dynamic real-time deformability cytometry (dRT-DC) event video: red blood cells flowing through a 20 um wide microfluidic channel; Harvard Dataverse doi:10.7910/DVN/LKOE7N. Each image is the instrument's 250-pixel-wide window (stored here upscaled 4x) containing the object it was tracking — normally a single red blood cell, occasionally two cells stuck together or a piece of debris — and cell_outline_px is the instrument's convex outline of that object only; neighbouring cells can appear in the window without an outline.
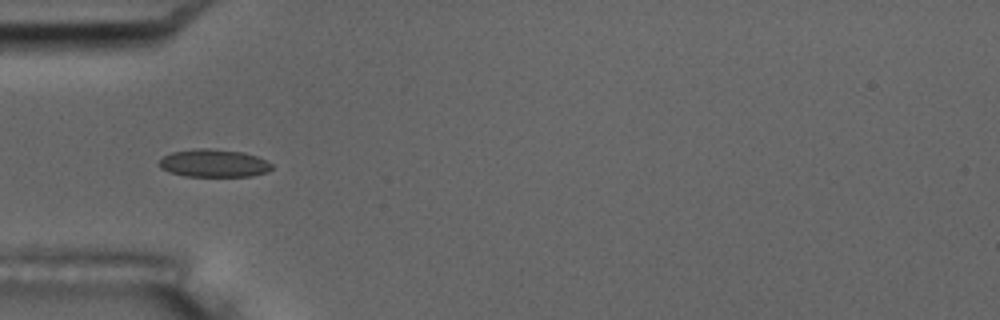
{"species": "common noctule bat (a hibernating species)", "species_latin": "Nyctalus noctula", "temperature_condition": "room temperature", "stored_images_in_passage": 11, "camera_frame_rate_fps": 3000, "um_per_image_px": 0.085, "animal": {"sex": "male", "body_mass_g": 17.5, "forearm_length_mm": 52.3}, "frame": {"image": 1, "passage_image": 5, "time_ms": 5.333, "image_size_px": [1000, 320], "cell_outline_px": [[272, 168], [268, 172], [252, 176], [184, 176], [168, 172], [160, 168], [160, 160], [164, 156], [172, 152], [196, 148], [208, 148], [244, 152], [256, 156], [272, 164]], "centroid_in_image_um": [18.17, 13.87], "position_along_channel_um": 66.8, "area_um2": 18.26}}
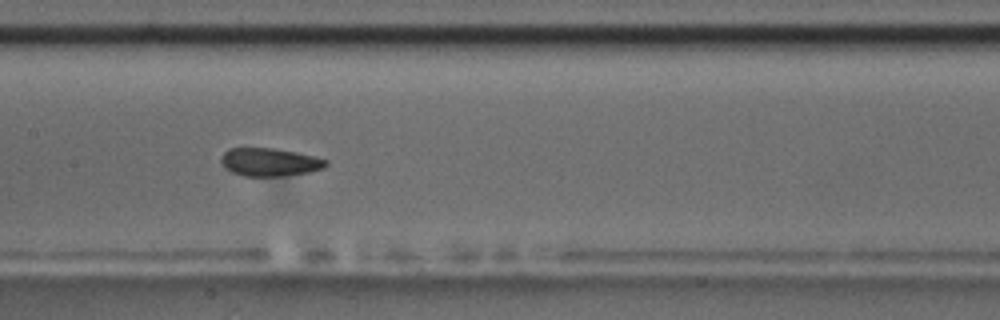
{"frame": {"image": 2, "passage_image": 8, "time_ms": 8.667, "image_size_px": [1000, 320], "cell_outline_px": [[328, 164], [324, 168], [308, 172], [284, 176], [244, 176], [232, 172], [224, 168], [220, 160], [220, 156], [228, 148], [272, 148], [296, 152], [328, 160]], "centroid_in_image_um": [22.89, 13.78], "position_along_channel_um": 184.5, "area_um2": 17.22}}